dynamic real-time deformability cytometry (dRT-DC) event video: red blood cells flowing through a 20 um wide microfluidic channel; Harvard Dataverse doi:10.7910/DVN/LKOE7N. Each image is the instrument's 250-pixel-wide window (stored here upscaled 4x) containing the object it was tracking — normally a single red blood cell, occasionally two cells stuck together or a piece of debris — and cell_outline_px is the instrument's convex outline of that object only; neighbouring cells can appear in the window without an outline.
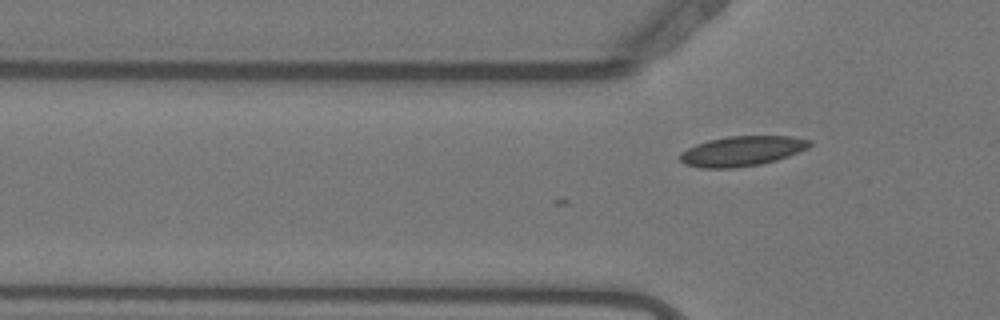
{"species": "Egyptian fruit bat (a non-hibernating species)", "species_latin": "Rousettus aegyptiacus", "temperature_condition": "warm", "stored_images_in_passage": 4, "camera_frame_rate_fps": 3000, "um_per_image_px": 0.085, "animal": {"sex": "female"}, "frame": {"image": 1, "passage_image": 4, "time_ms": 1.0, "image_size_px": [1000, 320], "cell_outline_px": [[812, 144], [808, 148], [788, 156], [776, 160], [760, 164], [732, 168], [700, 168], [684, 164], [680, 160], [680, 152], [696, 144], [708, 140], [728, 136], [792, 136], [812, 140]], "centroid_in_image_um": [63.07, 12.84], "position_along_channel_um": 62.7, "area_um2": 22.72}}